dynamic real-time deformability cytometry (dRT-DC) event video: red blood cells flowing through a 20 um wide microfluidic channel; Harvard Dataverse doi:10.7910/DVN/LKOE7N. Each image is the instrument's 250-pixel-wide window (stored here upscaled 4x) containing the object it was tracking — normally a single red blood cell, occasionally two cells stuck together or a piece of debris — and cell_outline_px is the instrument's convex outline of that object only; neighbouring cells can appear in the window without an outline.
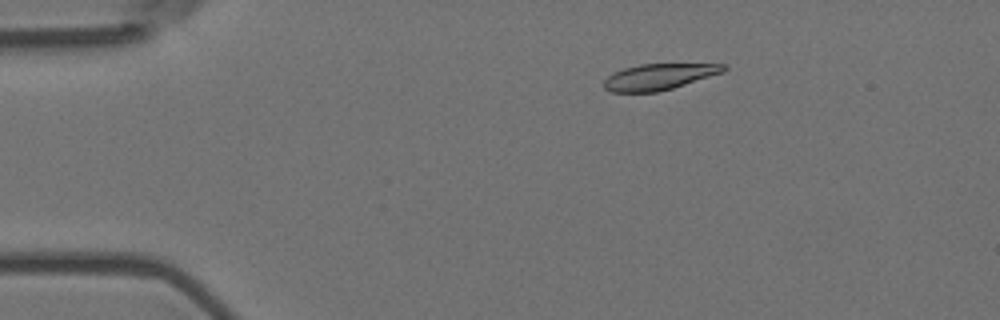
{"species": "Egyptian fruit bat (a non-hibernating species)", "species_latin": "Rousettus aegyptiacus", "temperature_condition": "room temperature", "stored_images_in_passage": 2, "camera_frame_rate_fps": 3000, "um_per_image_px": 0.085, "animal": {"sex": "female"}, "frame": {"image": 1, "passage_image": 1, "time_ms": 0.0, "image_size_px": [1000, 320], "cell_outline_px": [[728, 68], [724, 72], [672, 88], [656, 92], [612, 92], [604, 88], [604, 80], [612, 72], [624, 68], [640, 64], [728, 64]], "centroid_in_image_um": [56.01, 6.52], "position_along_channel_um": 29.0, "area_um2": 18.15}}